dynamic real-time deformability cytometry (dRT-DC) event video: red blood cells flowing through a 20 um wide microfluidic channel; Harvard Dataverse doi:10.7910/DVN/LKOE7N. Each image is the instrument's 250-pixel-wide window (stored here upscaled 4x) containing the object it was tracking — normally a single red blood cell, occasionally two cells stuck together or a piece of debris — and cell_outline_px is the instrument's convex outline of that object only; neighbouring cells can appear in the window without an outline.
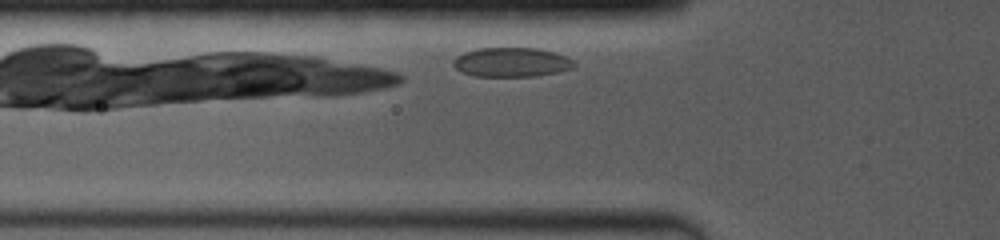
{"species": "common noctule bat (a hibernating species)", "species_latin": "Nyctalus noctula", "temperature_condition": "room temperature", "stored_images_in_passage": 23, "camera_frame_rate_fps": 4000, "um_per_image_px": 0.085, "animal": {"sex": "female", "body_mass_g": 19.0, "forearm_length_mm": 53.3}, "frame": {"image": 1, "passage_image": 2, "time_ms": 0.5, "image_size_px": [1000, 240], "cell_outline_px": [[576, 68], [560, 72], [536, 76], [476, 76], [460, 72], [452, 64], [452, 60], [456, 56], [464, 52], [476, 48], [536, 48], [552, 52], [564, 56], [572, 60], [576, 64]], "centroid_in_image_um": [43.46, 5.29], "position_along_channel_um": 82.3, "area_um2": 20.81}}
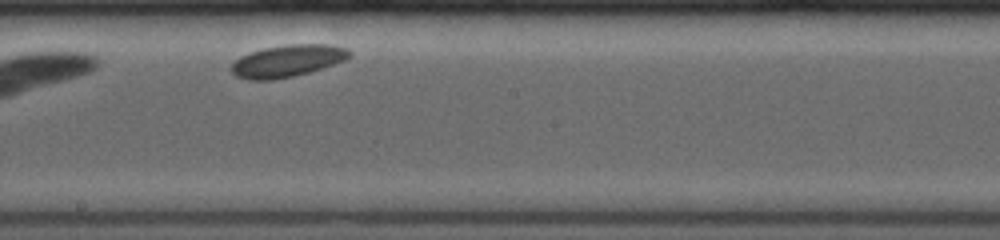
{"frame": {"image": 2, "passage_image": 12, "time_ms": 4.5, "image_size_px": [1000, 240], "cell_outline_px": [[352, 56], [344, 60], [308, 72], [292, 76], [272, 80], [248, 80], [236, 76], [232, 72], [232, 64], [240, 56], [264, 48], [288, 44], [328, 44], [344, 48], [352, 52]], "centroid_in_image_um": [24.42, 5.17], "position_along_channel_um": 223.8, "area_um2": 21.73}}
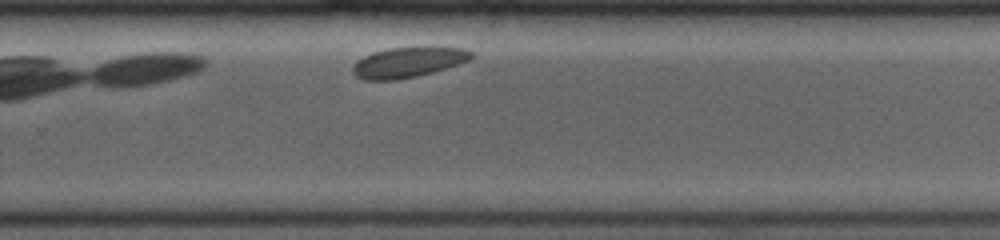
{"frame": {"image": 3, "passage_image": 17, "time_ms": 6.5, "image_size_px": [1000, 240], "cell_outline_px": [[472, 60], [432, 72], [416, 76], [396, 80], [364, 80], [356, 76], [352, 72], [352, 68], [356, 60], [372, 52], [388, 48], [464, 48], [472, 52]], "centroid_in_image_um": [34.64, 5.31], "position_along_channel_um": 295.2, "area_um2": 20.69}}